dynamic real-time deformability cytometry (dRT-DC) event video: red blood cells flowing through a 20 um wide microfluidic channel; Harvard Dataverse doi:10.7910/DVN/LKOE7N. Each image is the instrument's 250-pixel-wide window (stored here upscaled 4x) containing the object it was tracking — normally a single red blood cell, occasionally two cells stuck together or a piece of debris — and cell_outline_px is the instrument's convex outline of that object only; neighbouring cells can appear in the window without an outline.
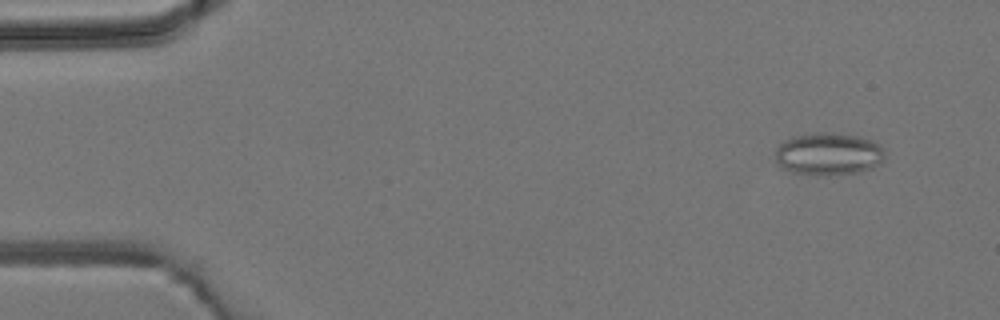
{"species": "common noctule bat (a hibernating species)", "species_latin": "Nyctalus noctula", "temperature_condition": "room temperature", "stored_images_in_passage": 5, "camera_frame_rate_fps": 3000, "um_per_image_px": 0.085, "animal": {"sex": "male", "body_mass_g": 19.2, "forearm_length_mm": 51.8}, "frame": {"image": 1, "passage_image": 2, "time_ms": 1.0, "image_size_px": [1000, 320], "cell_outline_px": [[884, 156], [880, 164], [872, 168], [860, 172], [828, 176], [792, 172], [776, 164], [776, 148], [784, 140], [792, 136], [816, 132], [832, 132], [860, 136], [872, 140], [880, 144], [884, 148]], "centroid_in_image_um": [70.44, 13.08], "position_along_channel_um": 14.6, "area_um2": 27.57}}
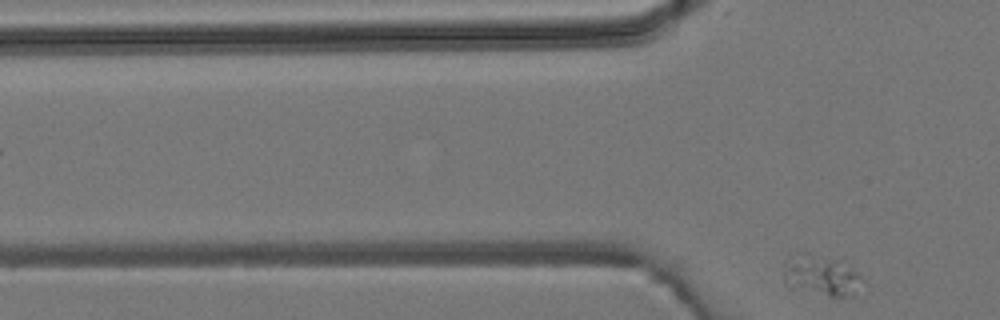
{"frame": {"image": 2, "passage_image": 5, "time_ms": 6.333, "image_size_px": [1000, 320], "cell_outline_px": [[864, 280], [852, 296], [828, 296], [792, 288], [784, 276], [784, 264], [832, 260], [844, 260]], "centroid_in_image_um": [70.01, 23.6], "position_along_channel_um": 55.8, "area_um2": 16.13}}